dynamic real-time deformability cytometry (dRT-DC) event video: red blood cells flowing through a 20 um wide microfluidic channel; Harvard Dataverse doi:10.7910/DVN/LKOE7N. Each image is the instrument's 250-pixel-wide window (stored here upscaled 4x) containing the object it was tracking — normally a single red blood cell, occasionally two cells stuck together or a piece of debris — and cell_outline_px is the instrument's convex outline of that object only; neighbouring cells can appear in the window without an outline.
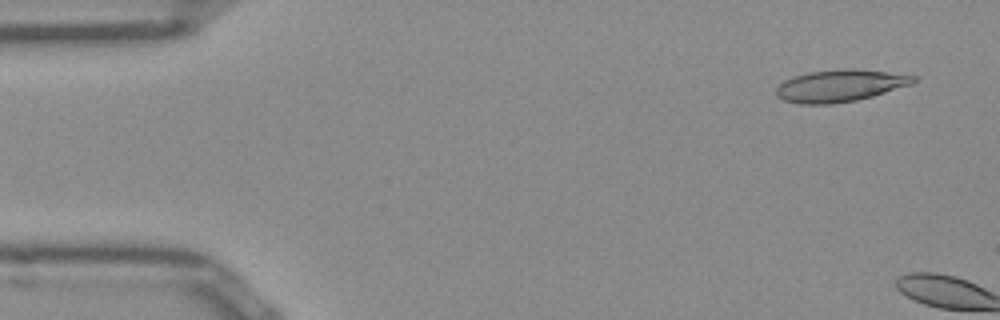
{"species": "Egyptian fruit bat (a non-hibernating species)", "species_latin": "Rousettus aegyptiacus", "temperature_condition": "room temperature", "stored_images_in_passage": 6, "camera_frame_rate_fps": 3000, "um_per_image_px": 0.085, "frame": {"image": 1, "passage_image": 3, "time_ms": 0.667, "image_size_px": [1000, 320], "cell_outline_px": [[916, 80], [912, 84], [872, 96], [856, 100], [832, 104], [800, 104], [784, 100], [776, 96], [776, 88], [784, 80], [792, 76], [808, 72], [844, 68], [852, 68], [916, 76]], "centroid_in_image_um": [71.35, 7.28], "position_along_channel_um": 13.6, "area_um2": 25.55}}